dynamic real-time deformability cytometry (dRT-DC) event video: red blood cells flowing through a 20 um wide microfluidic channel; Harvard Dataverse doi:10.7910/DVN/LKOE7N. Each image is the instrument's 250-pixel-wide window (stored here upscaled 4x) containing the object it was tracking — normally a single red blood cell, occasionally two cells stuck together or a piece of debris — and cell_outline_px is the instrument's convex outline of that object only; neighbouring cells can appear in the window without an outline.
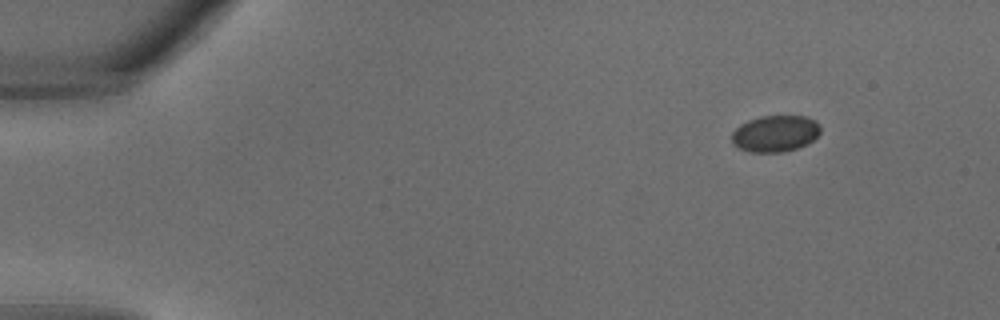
{"species": "common noctule bat (a hibernating species)", "species_latin": "Nyctalus noctula", "temperature_condition": "warm", "stored_images_in_passage": 31, "camera_frame_rate_fps": 3000, "um_per_image_px": 0.085, "animal": {"sex": "male", "body_mass_g": 18.8}, "frame": {"image": 1, "passage_image": 1, "time_ms": 0.0, "image_size_px": [1000, 320], "cell_outline_px": [[820, 132], [812, 140], [796, 148], [780, 152], [752, 152], [740, 148], [732, 144], [732, 132], [740, 124], [748, 120], [760, 116], [804, 116], [816, 120], [820, 124]], "centroid_in_image_um": [65.88, 11.34], "position_along_channel_um": 19.1, "area_um2": 18.73}}
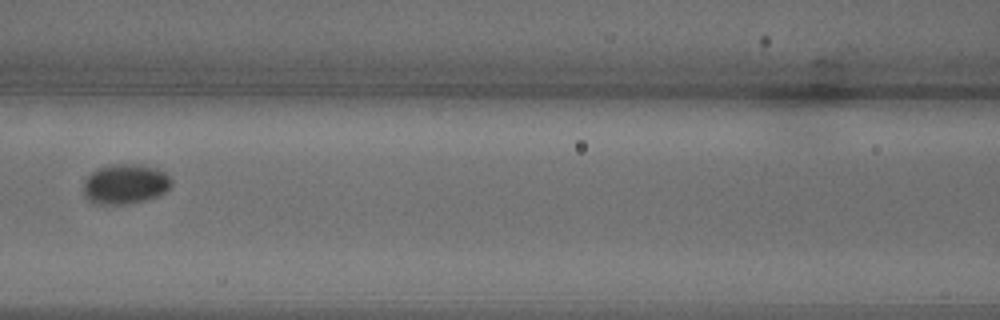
{"frame": {"image": 2, "passage_image": 13, "time_ms": 4.0, "image_size_px": [1000, 320], "cell_outline_px": [[172, 184], [160, 196], [132, 204], [96, 204], [88, 200], [84, 196], [84, 180], [96, 168], [112, 164], [136, 164], [156, 168], [164, 172], [172, 180]], "centroid_in_image_um": [10.64, 15.65], "position_along_channel_um": 156.0, "area_um2": 20.69}}
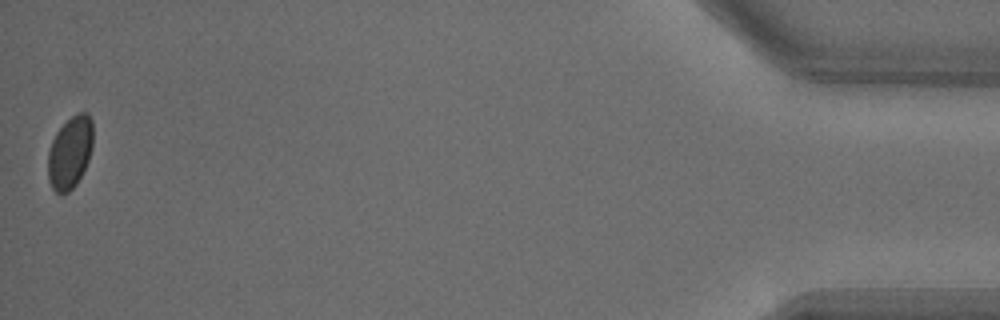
{"frame": {"image": 3, "passage_image": 31, "time_ms": 10.0, "image_size_px": [1000, 320], "cell_outline_px": [[92, 148], [88, 160], [76, 184], [68, 192], [56, 192], [52, 188], [48, 180], [48, 152], [52, 140], [56, 132], [72, 116], [80, 112], [88, 112], [92, 120]], "centroid_in_image_um": [5.94, 12.94], "position_along_channel_um": 429.3, "area_um2": 18.79}}